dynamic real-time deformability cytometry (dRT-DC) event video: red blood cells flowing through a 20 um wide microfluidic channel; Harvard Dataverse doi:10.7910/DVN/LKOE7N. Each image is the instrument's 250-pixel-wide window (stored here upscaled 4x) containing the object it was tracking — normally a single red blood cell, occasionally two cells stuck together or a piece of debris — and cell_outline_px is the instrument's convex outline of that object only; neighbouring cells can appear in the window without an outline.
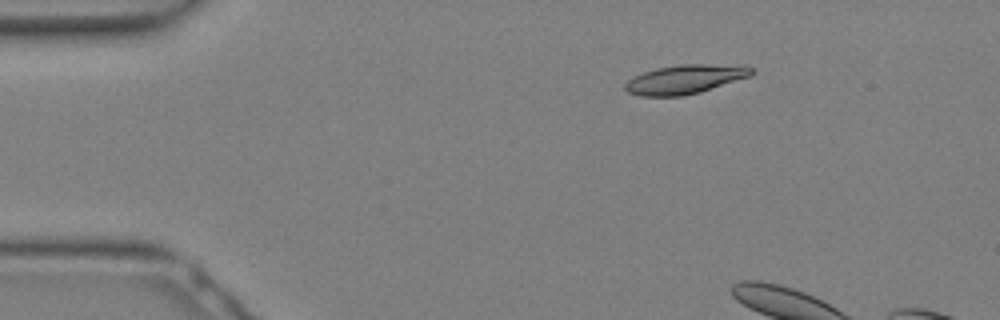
{"species": "Egyptian fruit bat (a non-hibernating species)", "species_latin": "Rousettus aegyptiacus", "temperature_condition": "warm", "stored_images_in_passage": 4, "camera_frame_rate_fps": 3000, "um_per_image_px": 0.085, "animal": {"sex": "female"}, "frame": {"image": 1, "passage_image": 2, "time_ms": 0.333, "image_size_px": [1000, 320], "cell_outline_px": [[756, 72], [752, 76], [700, 92], [684, 96], [640, 96], [628, 92], [624, 88], [624, 84], [632, 76], [656, 68], [680, 64], [744, 64], [752, 68]], "centroid_in_image_um": [58.29, 6.72], "position_along_channel_um": 26.7, "area_um2": 21.85}}